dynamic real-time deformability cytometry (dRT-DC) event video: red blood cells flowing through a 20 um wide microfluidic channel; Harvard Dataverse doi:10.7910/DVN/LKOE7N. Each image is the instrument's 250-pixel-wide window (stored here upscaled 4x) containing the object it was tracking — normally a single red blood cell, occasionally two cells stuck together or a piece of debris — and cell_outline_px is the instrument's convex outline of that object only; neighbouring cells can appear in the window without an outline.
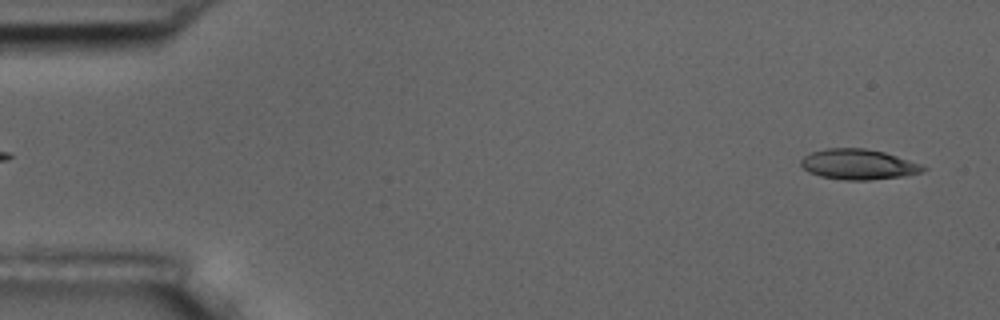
{"species": "common noctule bat (a hibernating species)", "species_latin": "Nyctalus noctula", "temperature_condition": "room temperature", "stored_images_in_passage": 55, "camera_frame_rate_fps": 3000, "um_per_image_px": 0.085, "animal": {"sex": "male", "body_mass_g": 17.5, "forearm_length_mm": 52.3}, "frame": {"image": 1, "passage_image": 2, "time_ms": 0.333, "image_size_px": [1000, 320], "cell_outline_px": [[928, 168], [920, 172], [904, 176], [868, 180], [844, 180], [820, 176], [808, 172], [800, 164], [800, 160], [804, 156], [812, 152], [828, 148], [864, 148], [884, 152], [920, 164]], "centroid_in_image_um": [72.93, 13.97], "position_along_channel_um": 12.1, "area_um2": 21.44}}
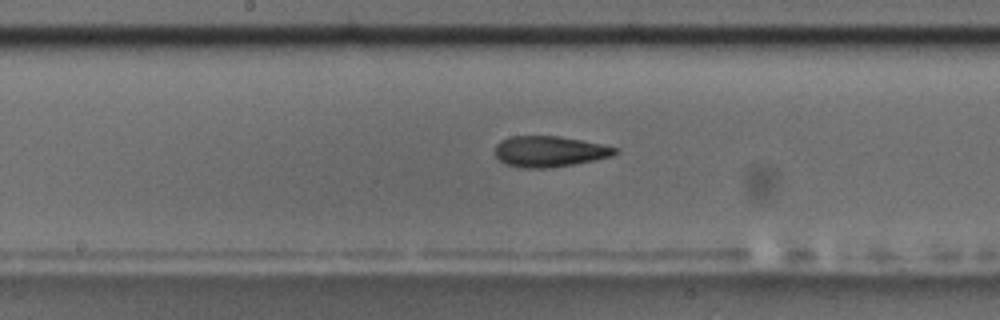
{"frame": {"image": 2, "passage_image": 28, "time_ms": 9.0, "image_size_px": [1000, 320], "cell_outline_px": [[620, 148], [612, 156], [572, 164], [548, 168], [520, 168], [504, 164], [496, 156], [496, 144], [500, 140], [508, 136], [560, 136]], "centroid_in_image_um": [46.65, 12.87], "position_along_channel_um": 201.5, "area_um2": 21.5}}
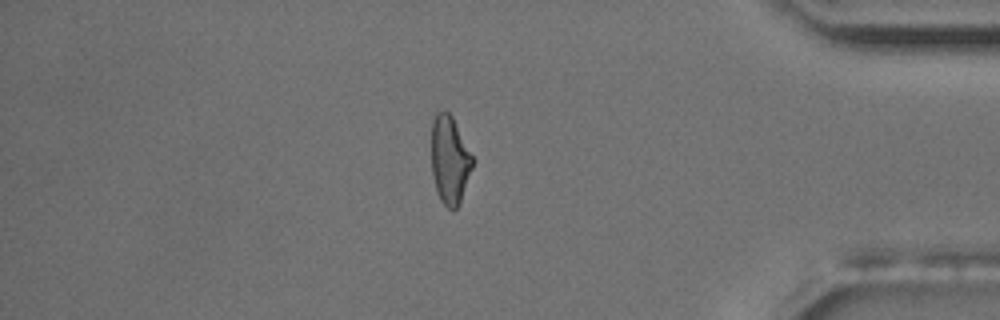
{"frame": {"image": 3, "passage_image": 47, "time_ms": 15.333, "image_size_px": [1000, 320], "cell_outline_px": [[472, 168], [460, 204], [452, 212], [440, 200], [436, 188], [432, 172], [432, 120], [440, 112], [448, 112], [452, 116], [472, 156]], "centroid_in_image_um": [38.22, 13.65], "position_along_channel_um": 397.0, "area_um2": 20.69}, "authors_computed_cell_mechanics": {"area_um2": 21.7328, "velocity_mm_per_s": 3.5844, "shape_relaxation_time_tau1_ms": 6.8471, "shape_relaxation_time_tau2_ms": 3.0459, "deformation_change_tau1": 0.1753, "deformation_change_tau2": 0.1075}}